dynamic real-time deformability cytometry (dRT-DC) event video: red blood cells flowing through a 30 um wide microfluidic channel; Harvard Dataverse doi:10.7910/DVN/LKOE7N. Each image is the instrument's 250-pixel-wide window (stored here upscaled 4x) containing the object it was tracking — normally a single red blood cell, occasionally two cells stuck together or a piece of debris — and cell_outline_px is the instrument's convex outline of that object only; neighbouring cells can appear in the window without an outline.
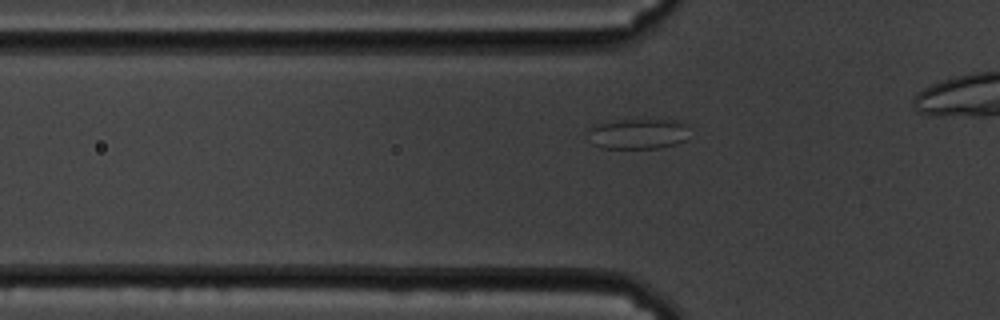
{"species": "common noctule bat (a hibernating species)", "species_latin": "Nyctalus noctula", "temperature_condition": "cold", "stored_images_in_passage": 36, "camera_frame_rate_fps": 3000, "um_per_image_px": 0.085, "animal": {"sex": "male", "body_mass_g": 19.5, "forearm_length_mm": 54.6}, "frame": {"image": 1, "passage_image": 7, "time_ms": 2.0, "image_size_px": [1000, 320], "cell_outline_px": [[688, 140], [676, 144], [656, 148], [600, 148], [592, 144], [588, 132], [588, 128], [596, 124], [628, 116], [648, 116], [676, 120], [688, 124]], "centroid_in_image_um": [54.26, 11.29], "position_along_channel_um": 71.5, "area_um2": 19.48}}
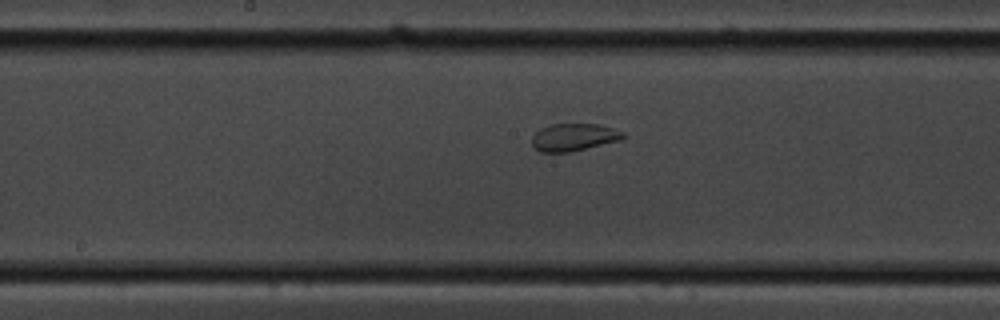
{"frame": {"image": 2, "passage_image": 18, "time_ms": 5.667, "image_size_px": [1000, 320], "cell_outline_px": [[628, 136], [620, 140], [568, 152], [540, 152], [532, 144], [532, 136], [540, 128], [552, 124], [600, 124], [624, 132]], "centroid_in_image_um": [48.79, 11.65], "position_along_channel_um": 199.4, "area_um2": 14.51}}
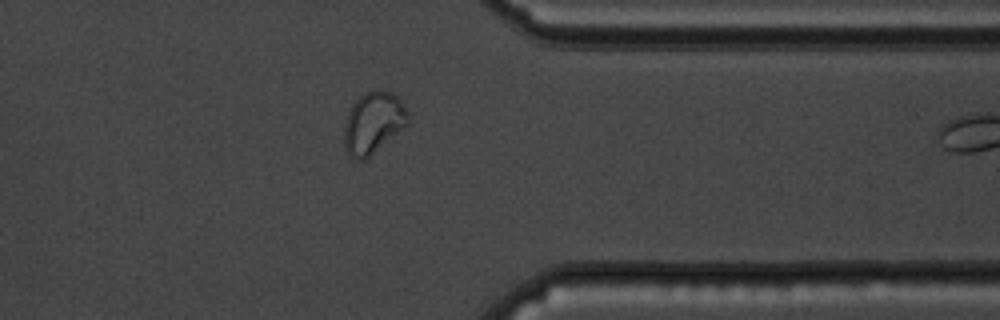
{"frame": {"image": 3, "passage_image": 34, "time_ms": 11.0, "image_size_px": [1000, 320], "cell_outline_px": [[408, 124], [404, 128], [364, 160], [360, 160], [352, 156], [348, 152], [344, 144], [344, 128], [348, 112], [352, 104], [360, 96], [368, 92], [392, 92], [400, 100], [408, 112]], "centroid_in_image_um": [31.73, 10.45], "position_along_channel_um": 379.7, "area_um2": 22.31}}